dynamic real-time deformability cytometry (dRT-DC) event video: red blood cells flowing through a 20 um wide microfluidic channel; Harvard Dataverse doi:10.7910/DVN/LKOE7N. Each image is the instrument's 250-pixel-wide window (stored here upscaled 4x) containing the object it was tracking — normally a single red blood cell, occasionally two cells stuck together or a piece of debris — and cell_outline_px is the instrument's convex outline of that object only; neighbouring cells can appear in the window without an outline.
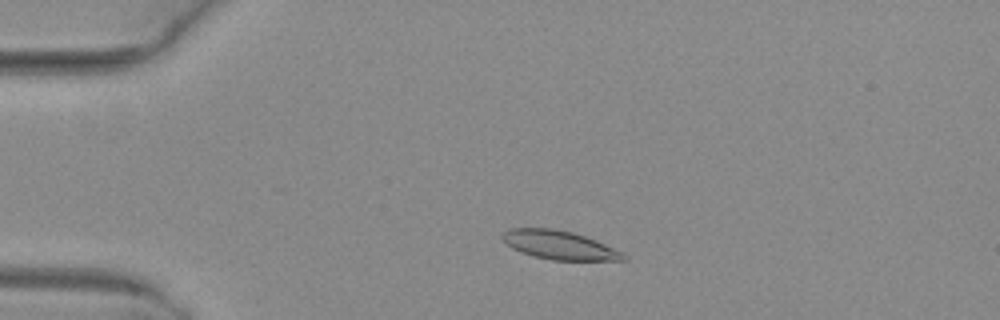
{"species": "common noctule bat (a hibernating species)", "species_latin": "Nyctalus noctula", "temperature_condition": "warm", "stored_images_in_passage": 1, "camera_frame_rate_fps": 3000, "um_per_image_px": 0.085, "animal": {"sex": "female", "body_mass_g": 29.2, "forearm_length_mm": 56.3}, "frame": {"image": 1, "passage_image": 1, "time_ms": 0.0, "image_size_px": [1000, 320], "cell_outline_px": [[628, 260], [552, 260], [532, 256], [520, 252], [512, 248], [500, 236], [500, 232], [508, 228], [552, 228], [572, 232], [596, 240], [624, 252], [628, 256]], "centroid_in_image_um": [47.54, 20.83], "position_along_channel_um": 37.5, "area_um2": 20.46}}